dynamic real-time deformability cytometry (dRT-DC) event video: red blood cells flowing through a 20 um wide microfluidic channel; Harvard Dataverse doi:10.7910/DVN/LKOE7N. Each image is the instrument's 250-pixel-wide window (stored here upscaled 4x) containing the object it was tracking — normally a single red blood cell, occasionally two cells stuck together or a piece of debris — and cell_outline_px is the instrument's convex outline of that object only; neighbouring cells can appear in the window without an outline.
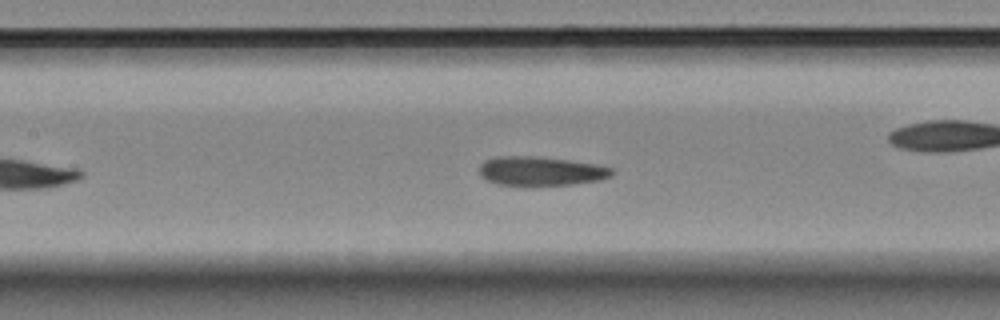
{"species": "Egyptian fruit bat (a non-hibernating species)", "species_latin": "Rousettus aegyptiacus", "temperature_condition": "room temperature", "stored_images_in_passage": 44, "camera_frame_rate_fps": 3000, "um_per_image_px": 0.085, "animal": {"sex": "female"}, "frame": {"image": 1, "passage_image": 16, "time_ms": 5.0, "image_size_px": [1000, 320], "cell_outline_px": [[616, 172], [612, 176], [600, 180], [572, 184], [496, 184], [484, 180], [480, 176], [480, 164], [484, 160], [500, 156], [536, 156], [568, 160], [596, 164], [612, 168]], "centroid_in_image_um": [45.97, 14.52], "position_along_channel_um": 161.4, "area_um2": 22.31}}
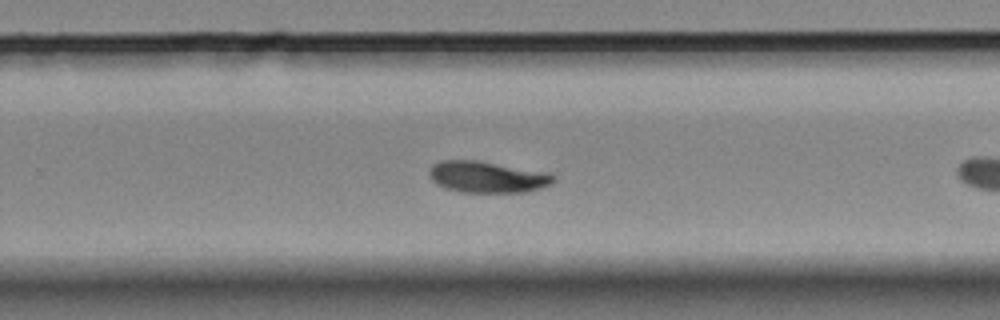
{"frame": {"image": 2, "passage_image": 23, "time_ms": 7.333, "image_size_px": [1000, 320], "cell_outline_px": [[556, 180], [552, 184], [540, 188], [524, 192], [460, 192], [444, 188], [436, 184], [428, 176], [428, 168], [432, 164], [440, 160], [480, 160], [548, 172], [556, 176]], "centroid_in_image_um": [41.4, 15.03], "position_along_channel_um": 288.4, "area_um2": 23.24}}
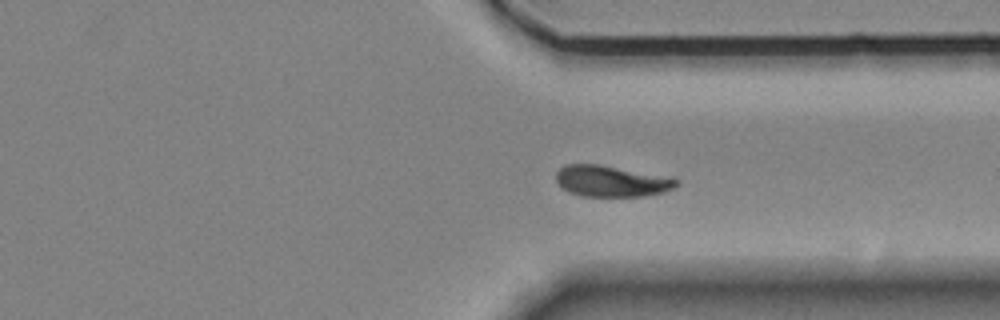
{"frame": {"image": 3, "passage_image": 29, "time_ms": 9.333, "image_size_px": [1000, 320], "cell_outline_px": [[680, 184], [664, 192], [644, 196], [580, 196], [568, 192], [560, 188], [556, 180], [556, 172], [564, 164], [600, 164], [668, 176], [680, 180]], "centroid_in_image_um": [51.96, 15.39], "position_along_channel_um": 359.4, "area_um2": 22.2}, "authors_computed_cell_mechanics": {"area_um2": 22.542, "velocity_mm_per_s": 3.5473, "shape_relaxation_time_tau1_ms": 3.5203, "shape_relaxation_time_tau2_ms": 1.1939, "deformation_change_tau1": 0.1222, "deformation_change_tau2": 0.0497}}